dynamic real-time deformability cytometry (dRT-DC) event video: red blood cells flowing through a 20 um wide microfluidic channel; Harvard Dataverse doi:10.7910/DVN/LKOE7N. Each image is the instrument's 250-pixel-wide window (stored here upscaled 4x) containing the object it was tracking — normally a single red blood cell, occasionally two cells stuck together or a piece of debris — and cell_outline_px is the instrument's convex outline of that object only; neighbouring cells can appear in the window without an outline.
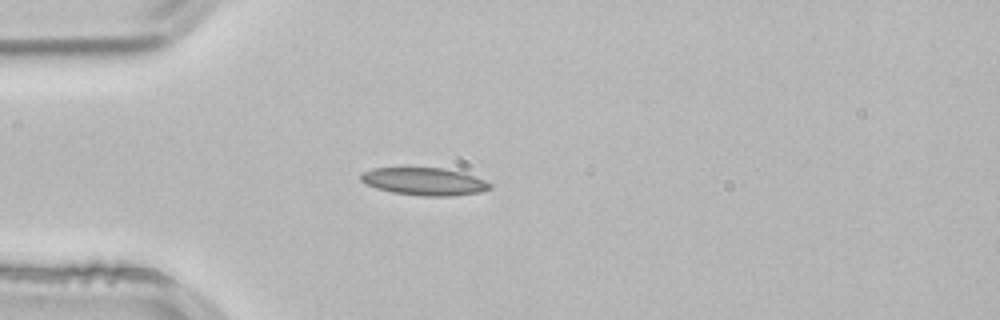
{"species": "common noctule bat (a hibernating species)", "species_latin": "Nyctalus noctula", "temperature_condition": "room temperature", "stored_images_in_passage": 2, "camera_frame_rate_fps": 3000, "um_per_image_px": 0.085, "animal": {"sex": "male", "body_mass_g": 21.5, "forearm_length_mm": 52.0}, "frame": {"image": 1, "passage_image": 2, "time_ms": 0.333, "image_size_px": [1000, 320], "cell_outline_px": [[492, 188], [480, 192], [452, 196], [424, 196], [392, 192], [376, 188], [364, 184], [360, 180], [360, 172], [372, 168], [444, 168], [464, 172], [484, 180], [492, 184]], "centroid_in_image_um": [36.05, 15.42], "position_along_channel_um": 49.0, "area_um2": 20.92}}